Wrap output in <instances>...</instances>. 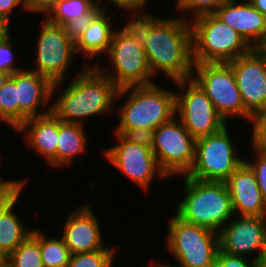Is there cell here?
I'll use <instances>...</instances> for the list:
<instances>
[{"label": "cell", "mask_w": 266, "mask_h": 267, "mask_svg": "<svg viewBox=\"0 0 266 267\" xmlns=\"http://www.w3.org/2000/svg\"><path fill=\"white\" fill-rule=\"evenodd\" d=\"M37 41L36 68L34 71L46 76L52 83V96L63 84L65 72L77 54L75 42L65 33L64 27L43 18Z\"/></svg>", "instance_id": "11"}, {"label": "cell", "mask_w": 266, "mask_h": 267, "mask_svg": "<svg viewBox=\"0 0 266 267\" xmlns=\"http://www.w3.org/2000/svg\"><path fill=\"white\" fill-rule=\"evenodd\" d=\"M0 267H8L5 263L0 265Z\"/></svg>", "instance_id": "47"}, {"label": "cell", "mask_w": 266, "mask_h": 267, "mask_svg": "<svg viewBox=\"0 0 266 267\" xmlns=\"http://www.w3.org/2000/svg\"><path fill=\"white\" fill-rule=\"evenodd\" d=\"M143 267H146V266L144 265ZM152 267H181V266H179V265H177V266H176V265L173 266V265H171V264H170V265H169V264H168V265H167V264L164 265V264L161 263V264H158V265L156 264V265H154V266H152Z\"/></svg>", "instance_id": "45"}, {"label": "cell", "mask_w": 266, "mask_h": 267, "mask_svg": "<svg viewBox=\"0 0 266 267\" xmlns=\"http://www.w3.org/2000/svg\"><path fill=\"white\" fill-rule=\"evenodd\" d=\"M107 54L115 70L108 71L97 64L94 66L109 77L118 89L155 83L151 80L153 75L140 34L128 21L124 28L114 31Z\"/></svg>", "instance_id": "5"}, {"label": "cell", "mask_w": 266, "mask_h": 267, "mask_svg": "<svg viewBox=\"0 0 266 267\" xmlns=\"http://www.w3.org/2000/svg\"><path fill=\"white\" fill-rule=\"evenodd\" d=\"M123 136L132 143L152 149L154 143V130L146 128L128 129Z\"/></svg>", "instance_id": "35"}, {"label": "cell", "mask_w": 266, "mask_h": 267, "mask_svg": "<svg viewBox=\"0 0 266 267\" xmlns=\"http://www.w3.org/2000/svg\"><path fill=\"white\" fill-rule=\"evenodd\" d=\"M175 83L182 89L181 93H176L175 115H178L195 139L216 133L227 126L211 100L192 78Z\"/></svg>", "instance_id": "12"}, {"label": "cell", "mask_w": 266, "mask_h": 267, "mask_svg": "<svg viewBox=\"0 0 266 267\" xmlns=\"http://www.w3.org/2000/svg\"><path fill=\"white\" fill-rule=\"evenodd\" d=\"M234 145L226 126L216 133L196 139L195 159L186 176L225 182L244 162L235 154Z\"/></svg>", "instance_id": "8"}, {"label": "cell", "mask_w": 266, "mask_h": 267, "mask_svg": "<svg viewBox=\"0 0 266 267\" xmlns=\"http://www.w3.org/2000/svg\"><path fill=\"white\" fill-rule=\"evenodd\" d=\"M115 250L116 246L110 249L71 254L68 267H112Z\"/></svg>", "instance_id": "28"}, {"label": "cell", "mask_w": 266, "mask_h": 267, "mask_svg": "<svg viewBox=\"0 0 266 267\" xmlns=\"http://www.w3.org/2000/svg\"><path fill=\"white\" fill-rule=\"evenodd\" d=\"M167 228L168 250L181 267H212L220 251L219 233L176 214Z\"/></svg>", "instance_id": "7"}, {"label": "cell", "mask_w": 266, "mask_h": 267, "mask_svg": "<svg viewBox=\"0 0 266 267\" xmlns=\"http://www.w3.org/2000/svg\"><path fill=\"white\" fill-rule=\"evenodd\" d=\"M253 49L263 57H266V31L263 33L260 40L254 45Z\"/></svg>", "instance_id": "40"}, {"label": "cell", "mask_w": 266, "mask_h": 267, "mask_svg": "<svg viewBox=\"0 0 266 267\" xmlns=\"http://www.w3.org/2000/svg\"><path fill=\"white\" fill-rule=\"evenodd\" d=\"M191 23L194 63H228L252 47L214 14L193 18Z\"/></svg>", "instance_id": "6"}, {"label": "cell", "mask_w": 266, "mask_h": 267, "mask_svg": "<svg viewBox=\"0 0 266 267\" xmlns=\"http://www.w3.org/2000/svg\"><path fill=\"white\" fill-rule=\"evenodd\" d=\"M115 137L119 142L116 146L103 151L105 158L125 176L139 185V188L148 190L156 174L160 178L166 177L160 170L151 148L132 143L122 134L115 133Z\"/></svg>", "instance_id": "13"}, {"label": "cell", "mask_w": 266, "mask_h": 267, "mask_svg": "<svg viewBox=\"0 0 266 267\" xmlns=\"http://www.w3.org/2000/svg\"><path fill=\"white\" fill-rule=\"evenodd\" d=\"M101 11V7L95 4L87 13L64 24L63 27L67 36L76 42Z\"/></svg>", "instance_id": "30"}, {"label": "cell", "mask_w": 266, "mask_h": 267, "mask_svg": "<svg viewBox=\"0 0 266 267\" xmlns=\"http://www.w3.org/2000/svg\"><path fill=\"white\" fill-rule=\"evenodd\" d=\"M106 14L108 13L102 10L75 42L76 52L84 53V57H89L90 63L94 56L106 54L112 41L115 30Z\"/></svg>", "instance_id": "22"}, {"label": "cell", "mask_w": 266, "mask_h": 267, "mask_svg": "<svg viewBox=\"0 0 266 267\" xmlns=\"http://www.w3.org/2000/svg\"><path fill=\"white\" fill-rule=\"evenodd\" d=\"M253 132L251 146L266 151V108L259 111L252 119Z\"/></svg>", "instance_id": "33"}, {"label": "cell", "mask_w": 266, "mask_h": 267, "mask_svg": "<svg viewBox=\"0 0 266 267\" xmlns=\"http://www.w3.org/2000/svg\"><path fill=\"white\" fill-rule=\"evenodd\" d=\"M257 266L258 267H266V235H265V241H264L263 248L261 250L260 257L257 260Z\"/></svg>", "instance_id": "42"}, {"label": "cell", "mask_w": 266, "mask_h": 267, "mask_svg": "<svg viewBox=\"0 0 266 267\" xmlns=\"http://www.w3.org/2000/svg\"><path fill=\"white\" fill-rule=\"evenodd\" d=\"M126 93L128 99L118 110L120 121L114 131L117 134L123 135L128 129L156 130L176 116V93L155 83L118 89L116 99Z\"/></svg>", "instance_id": "4"}, {"label": "cell", "mask_w": 266, "mask_h": 267, "mask_svg": "<svg viewBox=\"0 0 266 267\" xmlns=\"http://www.w3.org/2000/svg\"><path fill=\"white\" fill-rule=\"evenodd\" d=\"M127 20L140 34L153 77L165 73L174 82L193 74L191 23L185 17L160 18L141 14Z\"/></svg>", "instance_id": "1"}, {"label": "cell", "mask_w": 266, "mask_h": 267, "mask_svg": "<svg viewBox=\"0 0 266 267\" xmlns=\"http://www.w3.org/2000/svg\"><path fill=\"white\" fill-rule=\"evenodd\" d=\"M25 184H16L0 199V253L6 258L31 234L32 229L13 212Z\"/></svg>", "instance_id": "20"}, {"label": "cell", "mask_w": 266, "mask_h": 267, "mask_svg": "<svg viewBox=\"0 0 266 267\" xmlns=\"http://www.w3.org/2000/svg\"><path fill=\"white\" fill-rule=\"evenodd\" d=\"M228 64L233 69L244 107L254 117L266 108V57L252 48Z\"/></svg>", "instance_id": "14"}, {"label": "cell", "mask_w": 266, "mask_h": 267, "mask_svg": "<svg viewBox=\"0 0 266 267\" xmlns=\"http://www.w3.org/2000/svg\"><path fill=\"white\" fill-rule=\"evenodd\" d=\"M101 3L102 1L99 0H59L46 18L51 23L63 26L69 21L87 13L95 4L104 10L105 6Z\"/></svg>", "instance_id": "25"}, {"label": "cell", "mask_w": 266, "mask_h": 267, "mask_svg": "<svg viewBox=\"0 0 266 267\" xmlns=\"http://www.w3.org/2000/svg\"><path fill=\"white\" fill-rule=\"evenodd\" d=\"M185 196L177 205L182 220L219 233L234 215L229 188L223 181H203L184 175Z\"/></svg>", "instance_id": "3"}, {"label": "cell", "mask_w": 266, "mask_h": 267, "mask_svg": "<svg viewBox=\"0 0 266 267\" xmlns=\"http://www.w3.org/2000/svg\"><path fill=\"white\" fill-rule=\"evenodd\" d=\"M16 184H25L24 180H2L0 179V199Z\"/></svg>", "instance_id": "39"}, {"label": "cell", "mask_w": 266, "mask_h": 267, "mask_svg": "<svg viewBox=\"0 0 266 267\" xmlns=\"http://www.w3.org/2000/svg\"><path fill=\"white\" fill-rule=\"evenodd\" d=\"M83 125L65 123L58 119L57 167L69 165L73 158L87 150V136Z\"/></svg>", "instance_id": "23"}, {"label": "cell", "mask_w": 266, "mask_h": 267, "mask_svg": "<svg viewBox=\"0 0 266 267\" xmlns=\"http://www.w3.org/2000/svg\"><path fill=\"white\" fill-rule=\"evenodd\" d=\"M93 213L90 205L86 203L68 215L62 229V238L71 254L109 249L103 245L99 219Z\"/></svg>", "instance_id": "16"}, {"label": "cell", "mask_w": 266, "mask_h": 267, "mask_svg": "<svg viewBox=\"0 0 266 267\" xmlns=\"http://www.w3.org/2000/svg\"><path fill=\"white\" fill-rule=\"evenodd\" d=\"M250 4L266 17V0H248Z\"/></svg>", "instance_id": "41"}, {"label": "cell", "mask_w": 266, "mask_h": 267, "mask_svg": "<svg viewBox=\"0 0 266 267\" xmlns=\"http://www.w3.org/2000/svg\"><path fill=\"white\" fill-rule=\"evenodd\" d=\"M173 116L154 130L152 146L155 159L166 177L186 175L195 159L196 139L186 130L180 119Z\"/></svg>", "instance_id": "10"}, {"label": "cell", "mask_w": 266, "mask_h": 267, "mask_svg": "<svg viewBox=\"0 0 266 267\" xmlns=\"http://www.w3.org/2000/svg\"><path fill=\"white\" fill-rule=\"evenodd\" d=\"M17 6H21L26 11L24 0H0V20L9 26L10 15Z\"/></svg>", "instance_id": "38"}, {"label": "cell", "mask_w": 266, "mask_h": 267, "mask_svg": "<svg viewBox=\"0 0 266 267\" xmlns=\"http://www.w3.org/2000/svg\"><path fill=\"white\" fill-rule=\"evenodd\" d=\"M40 251L44 267H68L71 253L62 236L47 239L40 231Z\"/></svg>", "instance_id": "27"}, {"label": "cell", "mask_w": 266, "mask_h": 267, "mask_svg": "<svg viewBox=\"0 0 266 267\" xmlns=\"http://www.w3.org/2000/svg\"><path fill=\"white\" fill-rule=\"evenodd\" d=\"M5 263V257L0 253V265Z\"/></svg>", "instance_id": "46"}, {"label": "cell", "mask_w": 266, "mask_h": 267, "mask_svg": "<svg viewBox=\"0 0 266 267\" xmlns=\"http://www.w3.org/2000/svg\"><path fill=\"white\" fill-rule=\"evenodd\" d=\"M16 131L27 133L28 146L57 167L58 118L52 112L28 118Z\"/></svg>", "instance_id": "21"}, {"label": "cell", "mask_w": 266, "mask_h": 267, "mask_svg": "<svg viewBox=\"0 0 266 267\" xmlns=\"http://www.w3.org/2000/svg\"><path fill=\"white\" fill-rule=\"evenodd\" d=\"M112 3H114L116 6H118L120 9H125L128 11H131L133 13L130 16L135 15H141L146 14V12H143L144 7H146V3H148V0H109ZM135 10V11H134Z\"/></svg>", "instance_id": "37"}, {"label": "cell", "mask_w": 266, "mask_h": 267, "mask_svg": "<svg viewBox=\"0 0 266 267\" xmlns=\"http://www.w3.org/2000/svg\"><path fill=\"white\" fill-rule=\"evenodd\" d=\"M0 120L13 130L19 128V103L17 102L16 72L0 88Z\"/></svg>", "instance_id": "26"}, {"label": "cell", "mask_w": 266, "mask_h": 267, "mask_svg": "<svg viewBox=\"0 0 266 267\" xmlns=\"http://www.w3.org/2000/svg\"><path fill=\"white\" fill-rule=\"evenodd\" d=\"M194 71L197 74L194 75ZM191 78L205 92L226 123L231 116H241L252 122L253 116L244 107L233 69L228 63H194Z\"/></svg>", "instance_id": "9"}, {"label": "cell", "mask_w": 266, "mask_h": 267, "mask_svg": "<svg viewBox=\"0 0 266 267\" xmlns=\"http://www.w3.org/2000/svg\"><path fill=\"white\" fill-rule=\"evenodd\" d=\"M213 14L238 32L252 48L266 31V17L255 9L248 0L243 3L229 0Z\"/></svg>", "instance_id": "19"}, {"label": "cell", "mask_w": 266, "mask_h": 267, "mask_svg": "<svg viewBox=\"0 0 266 267\" xmlns=\"http://www.w3.org/2000/svg\"><path fill=\"white\" fill-rule=\"evenodd\" d=\"M9 26L0 20V40L9 33Z\"/></svg>", "instance_id": "43"}, {"label": "cell", "mask_w": 266, "mask_h": 267, "mask_svg": "<svg viewBox=\"0 0 266 267\" xmlns=\"http://www.w3.org/2000/svg\"><path fill=\"white\" fill-rule=\"evenodd\" d=\"M82 66L72 82L51 105V112L62 122L83 125L84 118L113 109L118 88L95 66Z\"/></svg>", "instance_id": "2"}, {"label": "cell", "mask_w": 266, "mask_h": 267, "mask_svg": "<svg viewBox=\"0 0 266 267\" xmlns=\"http://www.w3.org/2000/svg\"><path fill=\"white\" fill-rule=\"evenodd\" d=\"M238 217V218H237ZM219 232L220 250L233 256L256 253L260 257L266 235V217L237 216Z\"/></svg>", "instance_id": "15"}, {"label": "cell", "mask_w": 266, "mask_h": 267, "mask_svg": "<svg viewBox=\"0 0 266 267\" xmlns=\"http://www.w3.org/2000/svg\"><path fill=\"white\" fill-rule=\"evenodd\" d=\"M225 182L229 188L235 216L266 217V201L253 170L245 161Z\"/></svg>", "instance_id": "17"}, {"label": "cell", "mask_w": 266, "mask_h": 267, "mask_svg": "<svg viewBox=\"0 0 266 267\" xmlns=\"http://www.w3.org/2000/svg\"><path fill=\"white\" fill-rule=\"evenodd\" d=\"M11 77V74L0 72V88L4 86L7 80Z\"/></svg>", "instance_id": "44"}, {"label": "cell", "mask_w": 266, "mask_h": 267, "mask_svg": "<svg viewBox=\"0 0 266 267\" xmlns=\"http://www.w3.org/2000/svg\"><path fill=\"white\" fill-rule=\"evenodd\" d=\"M12 37L10 36V32L6 34L0 40V72L13 74L15 72L22 71L20 67H16L14 64V52H12Z\"/></svg>", "instance_id": "31"}, {"label": "cell", "mask_w": 266, "mask_h": 267, "mask_svg": "<svg viewBox=\"0 0 266 267\" xmlns=\"http://www.w3.org/2000/svg\"><path fill=\"white\" fill-rule=\"evenodd\" d=\"M212 267H258L253 259L248 261L246 256H233L219 251Z\"/></svg>", "instance_id": "34"}, {"label": "cell", "mask_w": 266, "mask_h": 267, "mask_svg": "<svg viewBox=\"0 0 266 267\" xmlns=\"http://www.w3.org/2000/svg\"><path fill=\"white\" fill-rule=\"evenodd\" d=\"M8 267H44L40 251V230L34 229L13 252L5 258Z\"/></svg>", "instance_id": "24"}, {"label": "cell", "mask_w": 266, "mask_h": 267, "mask_svg": "<svg viewBox=\"0 0 266 267\" xmlns=\"http://www.w3.org/2000/svg\"><path fill=\"white\" fill-rule=\"evenodd\" d=\"M252 150L254 152V155L256 154V162L250 163L249 161H244L253 170L260 192L262 193V196L266 201V151L259 150L255 147H252Z\"/></svg>", "instance_id": "32"}, {"label": "cell", "mask_w": 266, "mask_h": 267, "mask_svg": "<svg viewBox=\"0 0 266 267\" xmlns=\"http://www.w3.org/2000/svg\"><path fill=\"white\" fill-rule=\"evenodd\" d=\"M229 0H177L176 10L193 12L196 18L205 14H213L223 3Z\"/></svg>", "instance_id": "29"}, {"label": "cell", "mask_w": 266, "mask_h": 267, "mask_svg": "<svg viewBox=\"0 0 266 267\" xmlns=\"http://www.w3.org/2000/svg\"><path fill=\"white\" fill-rule=\"evenodd\" d=\"M53 83L41 74L30 69L16 72L17 102L19 103V127L32 117L42 116L51 112V106L43 113L38 111L52 98Z\"/></svg>", "instance_id": "18"}, {"label": "cell", "mask_w": 266, "mask_h": 267, "mask_svg": "<svg viewBox=\"0 0 266 267\" xmlns=\"http://www.w3.org/2000/svg\"><path fill=\"white\" fill-rule=\"evenodd\" d=\"M59 0H24L27 12L44 13L45 17L55 7Z\"/></svg>", "instance_id": "36"}]
</instances>
